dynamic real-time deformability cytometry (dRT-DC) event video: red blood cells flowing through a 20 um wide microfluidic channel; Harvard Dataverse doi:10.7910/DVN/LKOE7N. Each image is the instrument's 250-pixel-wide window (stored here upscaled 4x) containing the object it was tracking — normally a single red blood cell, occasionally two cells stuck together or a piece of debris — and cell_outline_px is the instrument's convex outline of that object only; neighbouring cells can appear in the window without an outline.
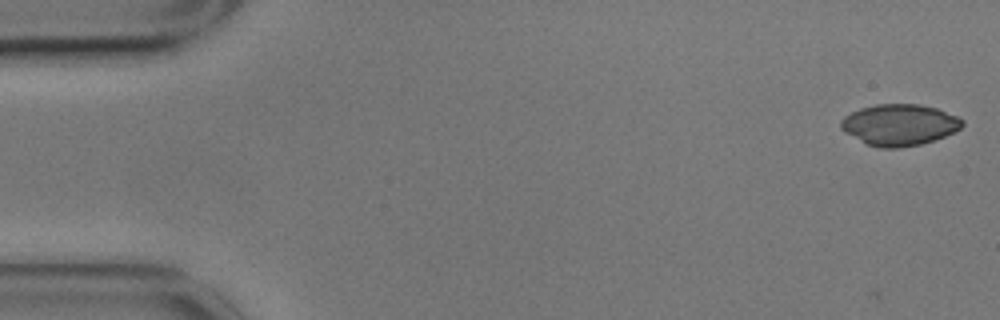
{"species": "common noctule bat (a hibernating species)", "species_latin": "Nyctalus noctula", "temperature_condition": "cold", "stored_images_in_passage": 8, "camera_frame_rate_fps": 3000, "um_per_image_px": 0.085, "animal": {"sex": "male", "body_mass_g": 17.9}, "frame": {"image": 1, "passage_image": 1, "time_ms": 0.0, "image_size_px": [1000, 320], "cell_outline_px": [[964, 124], [956, 132], [920, 144], [896, 148], [880, 148], [864, 144], [844, 132], [840, 128], [840, 120], [844, 116], [860, 108], [876, 104], [916, 104], [936, 108], [956, 116], [964, 120]], "centroid_in_image_um": [76.41, 10.61], "position_along_channel_um": 8.6, "area_um2": 29.3}}